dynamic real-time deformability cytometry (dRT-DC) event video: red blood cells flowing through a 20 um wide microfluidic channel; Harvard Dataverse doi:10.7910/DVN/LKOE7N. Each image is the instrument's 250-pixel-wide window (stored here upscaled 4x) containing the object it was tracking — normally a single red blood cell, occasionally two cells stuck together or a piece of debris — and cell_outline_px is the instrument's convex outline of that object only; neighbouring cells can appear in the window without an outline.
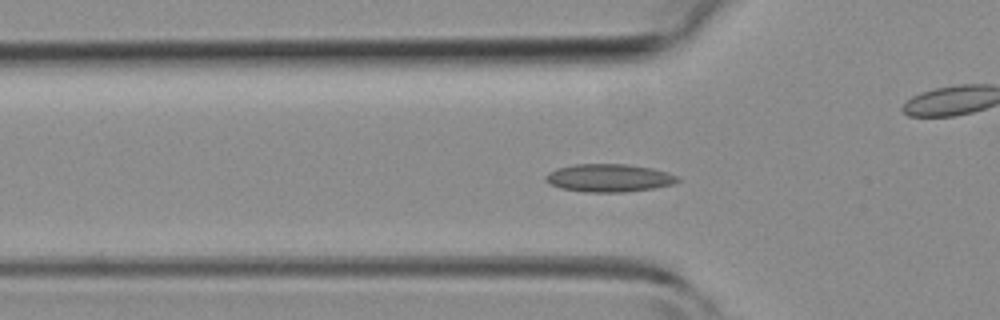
{"species": "common noctule bat (a hibernating species)", "species_latin": "Nyctalus noctula", "temperature_condition": "room temperature", "stored_images_in_passage": 45, "camera_frame_rate_fps": 3000, "um_per_image_px": 0.085, "animal": {"sex": "female", "body_mass_g": 19.3, "forearm_length_mm": 54.1}, "frame": {"image": 1, "passage_image": 14, "time_ms": 4.333, "image_size_px": [1000, 320], "cell_outline_px": [[680, 180], [672, 184], [652, 188], [624, 192], [584, 192], [560, 188], [548, 184], [544, 180], [544, 176], [548, 172], [556, 168], [576, 164], [628, 164], [652, 168], [668, 172], [680, 176]], "centroid_in_image_um": [51.73, 15.12], "position_along_channel_um": 74.1, "area_um2": 21.68}}
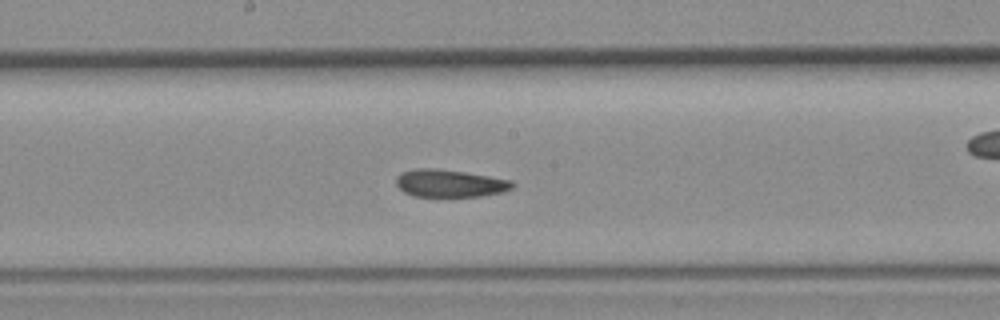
{"frame": {"image": 2, "passage_image": 23, "time_ms": 7.333, "image_size_px": [1000, 320], "cell_outline_px": [[516, 184], [512, 188], [504, 192], [484, 196], [412, 196], [404, 192], [396, 184], [396, 176], [400, 172], [416, 168], [436, 168], [464, 172], [512, 180]], "centroid_in_image_um": [38.23, 15.58], "position_along_channel_um": 210.0, "area_um2": 18.79}}
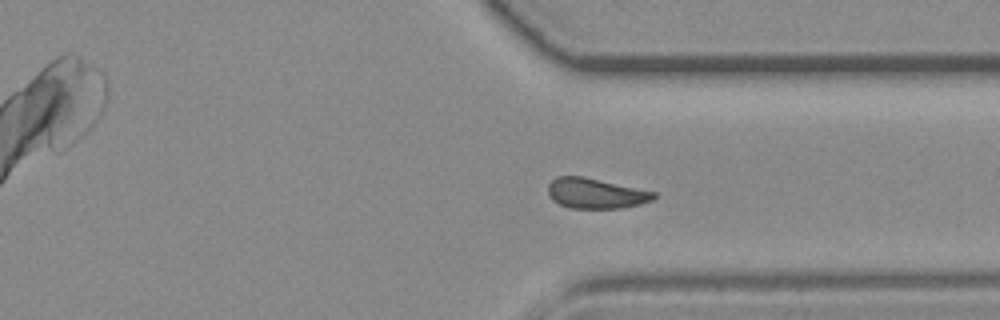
{"frame": {"image": 3, "passage_image": 33, "time_ms": 10.667, "image_size_px": [1000, 320], "cell_outline_px": [[660, 196], [652, 200], [640, 204], [624, 208], [568, 208], [552, 200], [548, 192], [548, 184], [556, 176], [584, 176], [656, 192]], "centroid_in_image_um": [50.66, 16.43], "position_along_channel_um": 360.7, "area_um2": 18.84}}